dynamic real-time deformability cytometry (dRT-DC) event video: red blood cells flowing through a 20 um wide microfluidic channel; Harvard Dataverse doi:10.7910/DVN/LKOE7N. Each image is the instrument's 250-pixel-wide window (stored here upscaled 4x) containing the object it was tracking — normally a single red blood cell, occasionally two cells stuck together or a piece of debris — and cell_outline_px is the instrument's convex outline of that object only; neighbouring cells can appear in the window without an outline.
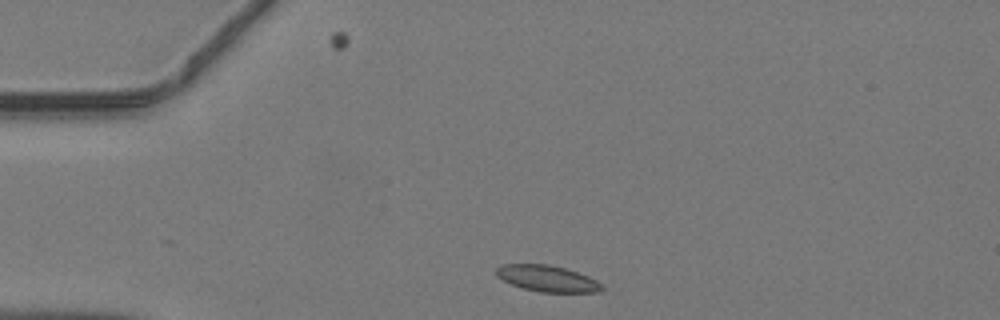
{"species": "common noctule bat (a hibernating species)", "species_latin": "Nyctalus noctula", "temperature_condition": "warm", "stored_images_in_passage": 28, "camera_frame_rate_fps": 3000, "um_per_image_px": 0.085, "animal": {"sex": "male", "body_mass_g": 19.2, "forearm_length_mm": 51.8}, "frame": {"image": 1, "passage_image": 1, "time_ms": 0.0, "image_size_px": [1000, 320], "cell_outline_px": [[604, 288], [600, 292], [540, 292], [524, 288], [512, 284], [496, 276], [496, 268], [504, 264], [548, 264], [564, 268], [588, 276], [604, 284]], "centroid_in_image_um": [46.55, 23.67], "position_along_channel_um": 38.4, "area_um2": 16.07}}
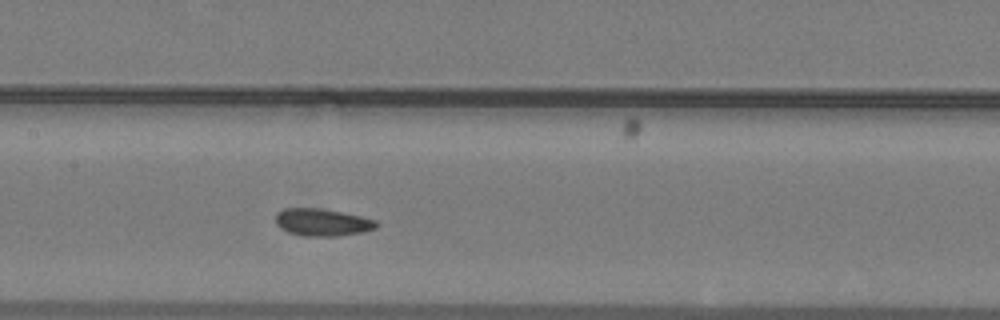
{"frame": {"image": 2, "passage_image": 13, "time_ms": 4.0, "image_size_px": [1000, 320], "cell_outline_px": [[380, 224], [376, 228], [360, 232], [340, 236], [304, 236], [288, 232], [280, 228], [276, 224], [276, 212], [284, 208], [320, 208], [360, 216], [376, 220]], "centroid_in_image_um": [27.38, 18.89], "position_along_channel_um": 180.0, "area_um2": 16.07}}
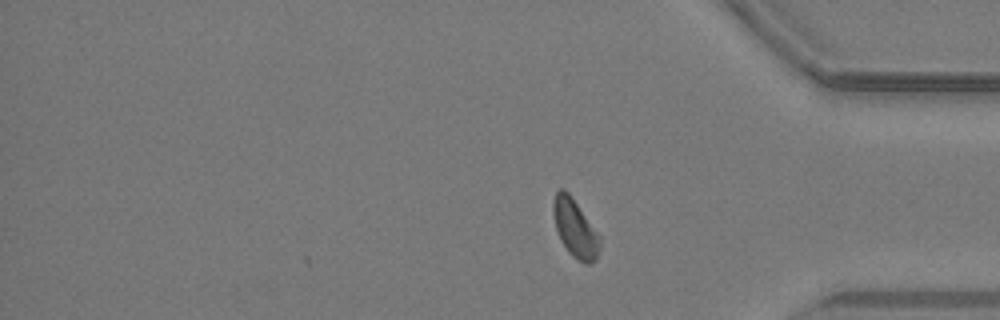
{"frame": {"image": 3, "passage_image": 28, "time_ms": 9.0, "image_size_px": [1000, 320], "cell_outline_px": [[600, 248], [596, 260], [588, 264], [584, 264], [572, 256], [568, 252], [560, 240], [556, 228], [552, 212], [552, 204], [556, 192], [560, 188], [564, 188], [568, 192], [600, 236]], "centroid_in_image_um": [48.87, 19.43], "position_along_channel_um": 386.3, "area_um2": 15.72}}